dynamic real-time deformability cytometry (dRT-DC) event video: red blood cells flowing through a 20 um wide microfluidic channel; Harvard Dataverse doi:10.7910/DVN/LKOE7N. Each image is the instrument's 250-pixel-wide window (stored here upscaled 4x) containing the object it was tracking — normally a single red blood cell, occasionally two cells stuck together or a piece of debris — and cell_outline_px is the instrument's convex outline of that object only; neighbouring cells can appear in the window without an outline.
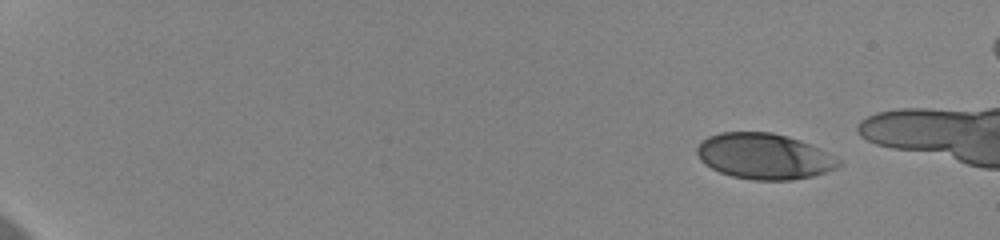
{"species": "human", "species_latin": "Homo sapiens", "temperature_condition": "cold", "stored_images_in_passage": 22, "camera_frame_rate_fps": 3000, "um_per_image_px": 0.085, "donor": {"sex": "female"}, "frame": {"image": 1, "passage_image": 7, "time_ms": 2.0, "image_size_px": [1000, 240], "cell_outline_px": [[840, 164], [836, 168], [812, 176], [788, 180], [752, 180], [732, 176], [720, 172], [704, 164], [700, 160], [696, 152], [696, 148], [708, 136], [720, 132], [772, 132], [800, 140], [840, 160]], "centroid_in_image_um": [64.9, 13.28], "position_along_channel_um": 20.1, "area_um2": 37.34}}